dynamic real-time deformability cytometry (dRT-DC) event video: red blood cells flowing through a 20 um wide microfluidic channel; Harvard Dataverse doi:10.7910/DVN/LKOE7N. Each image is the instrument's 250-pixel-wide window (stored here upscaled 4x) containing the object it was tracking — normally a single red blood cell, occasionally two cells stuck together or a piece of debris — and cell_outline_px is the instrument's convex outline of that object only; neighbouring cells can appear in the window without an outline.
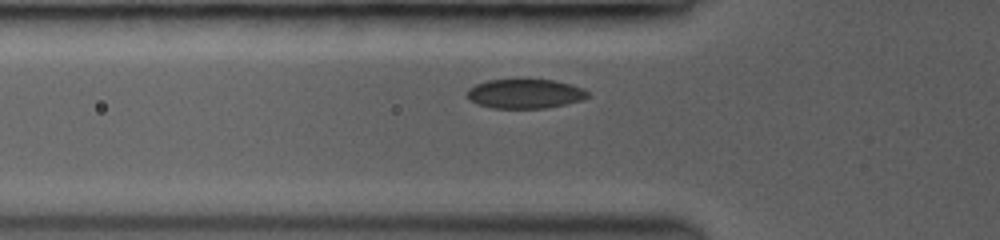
{"species": "common noctule bat (a hibernating species)", "species_latin": "Nyctalus noctula", "temperature_condition": "room temperature", "stored_images_in_passage": 41, "camera_frame_rate_fps": 3500, "um_per_image_px": 0.085, "animal": {"sex": "female", "body_mass_g": 19.0, "forearm_length_mm": 53.3}, "frame": {"image": 1, "passage_image": 9, "time_ms": 2.286, "image_size_px": [1000, 240], "cell_outline_px": [[588, 96], [580, 100], [564, 104], [544, 108], [492, 108], [480, 104], [472, 100], [468, 96], [468, 88], [476, 84], [488, 80], [516, 76], [556, 80], [580, 88], [588, 92]], "centroid_in_image_um": [44.59, 7.91], "position_along_channel_um": 81.2, "area_um2": 21.1}}
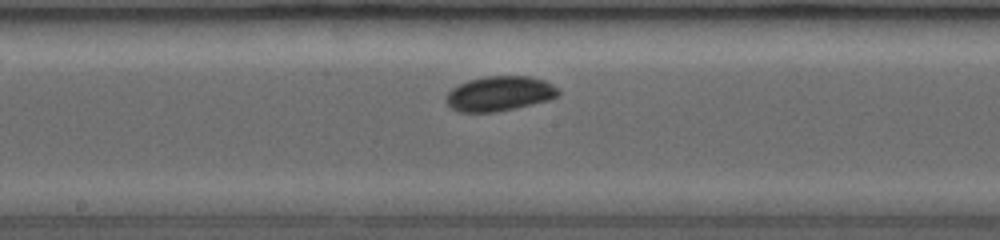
{"frame": {"image": 2, "passage_image": 20, "time_ms": 5.429, "image_size_px": [1000, 240], "cell_outline_px": [[560, 92], [556, 96], [544, 100], [512, 108], [492, 112], [460, 112], [452, 108], [448, 104], [448, 92], [452, 88], [468, 80], [484, 76], [528, 76], [544, 80], [552, 84]], "centroid_in_image_um": [42.43, 7.93], "position_along_channel_um": 205.8, "area_um2": 22.14}}
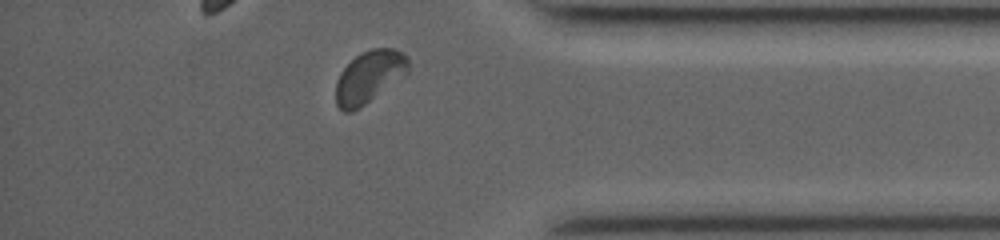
{"frame": {"image": 3, "passage_image": 38, "time_ms": 10.571, "image_size_px": [1000, 240], "cell_outline_px": [[408, 72], [404, 76], [360, 108], [352, 112], [344, 112], [336, 104], [336, 80], [340, 72], [356, 56], [372, 48], [392, 48], [404, 52], [408, 56]], "centroid_in_image_um": [31.39, 6.53], "position_along_channel_um": 403.8, "area_um2": 22.02}, "authors_computed_cell_mechanics": {"area_um2": 21.3282, "velocity_mm_per_s": 3.9854, "shape_relaxation_time_tau1_ms": 5.7732, "shape_relaxation_time_tau2_ms": null, "deformation_change_tau1": 0.1091, "deformation_change_tau2": null}}